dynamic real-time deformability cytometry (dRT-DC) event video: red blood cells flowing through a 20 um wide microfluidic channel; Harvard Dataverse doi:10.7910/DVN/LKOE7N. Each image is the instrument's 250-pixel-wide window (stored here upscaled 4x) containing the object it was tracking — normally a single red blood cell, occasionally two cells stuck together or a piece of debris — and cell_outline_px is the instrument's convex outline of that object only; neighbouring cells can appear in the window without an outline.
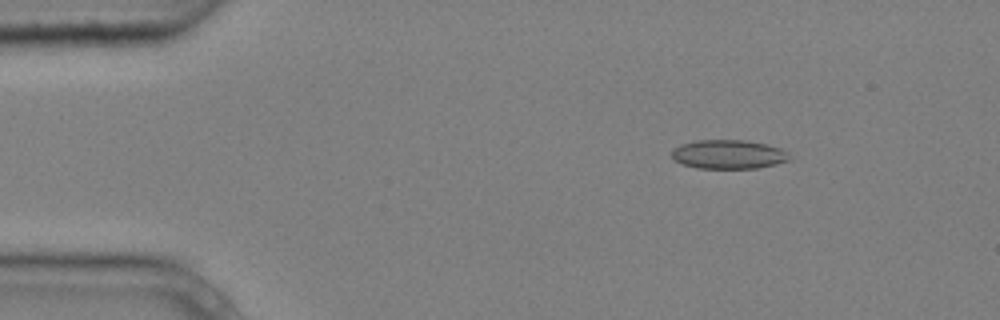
{"species": "common noctule bat (a hibernating species)", "species_latin": "Nyctalus noctula", "temperature_condition": "cold", "stored_images_in_passage": 2, "segment_of_instrument_passage": [2, 2], "camera_frame_rate_fps": 3000, "um_per_image_px": 0.085, "animal": {"sex": "male", "body_mass_g": 20.4}, "frame": {"image": 1, "passage_image": 2, "time_ms": 0.333, "image_size_px": [1000, 320], "cell_outline_px": [[788, 160], [776, 164], [756, 168], [696, 168], [684, 164], [676, 160], [672, 156], [672, 148], [680, 144], [696, 140], [748, 140], [780, 148], [788, 152]], "centroid_in_image_um": [61.89, 13.11], "position_along_channel_um": 23.1, "area_um2": 19.77}}